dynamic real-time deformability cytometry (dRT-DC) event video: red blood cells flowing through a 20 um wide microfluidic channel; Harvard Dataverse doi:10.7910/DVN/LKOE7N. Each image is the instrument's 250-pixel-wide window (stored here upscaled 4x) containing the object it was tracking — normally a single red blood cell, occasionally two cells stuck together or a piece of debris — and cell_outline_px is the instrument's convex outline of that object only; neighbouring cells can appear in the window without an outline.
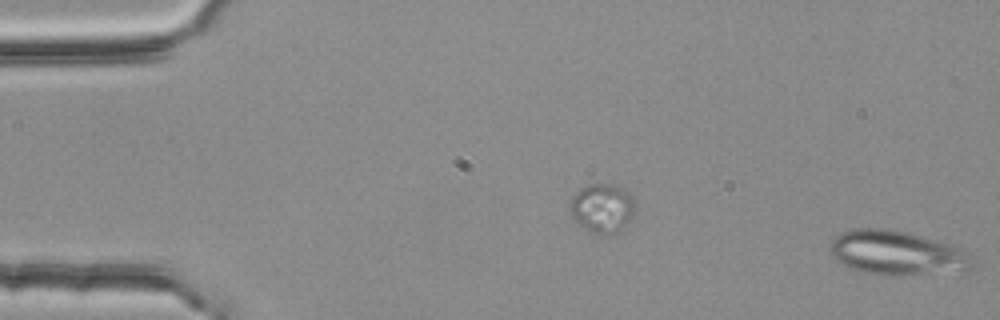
{"species": "common noctule bat (a hibernating species)", "species_latin": "Nyctalus noctula", "temperature_condition": "room temperature", "stored_images_in_passage": 13, "segment_of_instrument_passage": [2, 2], "camera_frame_rate_fps": 3000, "um_per_image_px": 0.085, "animal": {"sex": "female", "body_mass_g": 25.1}, "frame": {"image": 1, "passage_image": 13, "time_ms": 4.0, "image_size_px": [1000, 320], "cell_outline_px": [[976, 264], [972, 268], [900, 276], [884, 276], [864, 272], [852, 268], [836, 260], [832, 256], [828, 248], [832, 240], [836, 236], [852, 228], [884, 228], [904, 232], [936, 240], [972, 252]], "centroid_in_image_um": [76.23, 21.5], "position_along_channel_um": 8.8, "area_um2": 36.65}}